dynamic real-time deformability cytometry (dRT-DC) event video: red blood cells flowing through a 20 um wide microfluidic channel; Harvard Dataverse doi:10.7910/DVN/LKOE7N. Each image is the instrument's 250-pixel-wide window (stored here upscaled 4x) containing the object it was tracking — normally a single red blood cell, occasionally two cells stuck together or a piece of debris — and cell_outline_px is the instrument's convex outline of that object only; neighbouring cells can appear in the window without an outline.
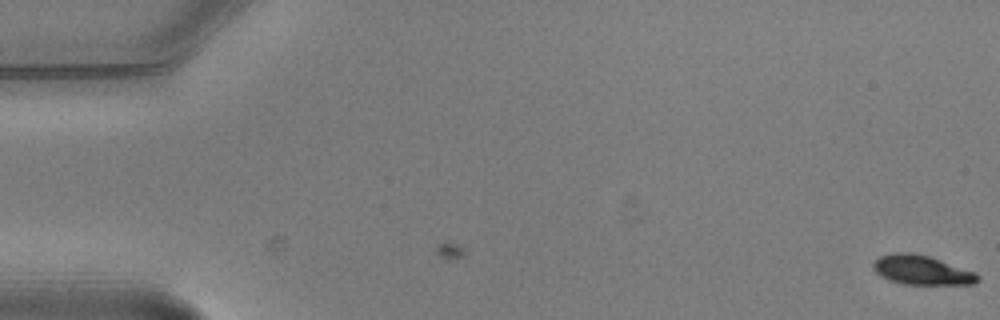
{"species": "common noctule bat (a hibernating species)", "species_latin": "Nyctalus noctula", "temperature_condition": "warm", "stored_images_in_passage": 6, "segment_of_instrument_passage": [1, 2], "camera_frame_rate_fps": 3000, "um_per_image_px": 0.085, "animal": {"sex": "male", "body_mass_g": 20.5, "forearm_length_mm": 52.5}, "frame": {"image": 1, "passage_image": 1, "time_ms": 0.0, "image_size_px": [1000, 320], "cell_outline_px": [[980, 280], [976, 284], [904, 284], [888, 280], [880, 276], [872, 268], [872, 264], [880, 256], [892, 252], [912, 252], [928, 256], [976, 272], [980, 276]], "centroid_in_image_um": [78.34, 22.95], "position_along_channel_um": 6.7, "area_um2": 17.98}}
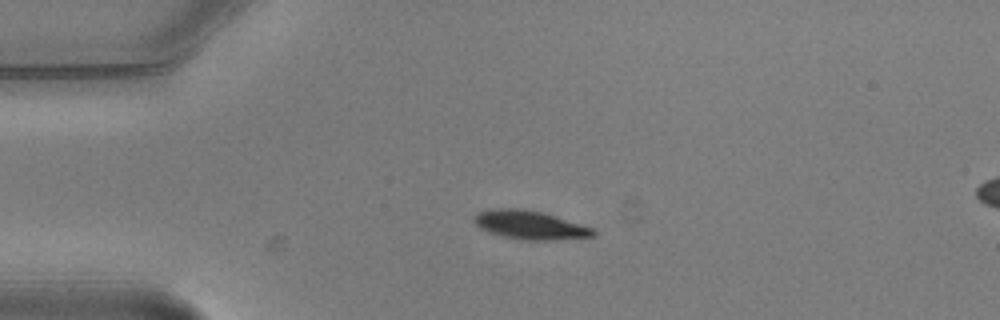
{"frame": {"image": 2, "passage_image": 4, "time_ms": 1.0, "image_size_px": [1000, 320], "cell_outline_px": [[596, 236], [552, 240], [524, 240], [504, 236], [488, 232], [480, 228], [472, 220], [472, 216], [480, 212], [492, 208], [524, 208], [540, 212], [580, 224], [592, 228], [596, 232]], "centroid_in_image_um": [45.0, 19.12], "position_along_channel_um": 40.0, "area_um2": 19.71}}